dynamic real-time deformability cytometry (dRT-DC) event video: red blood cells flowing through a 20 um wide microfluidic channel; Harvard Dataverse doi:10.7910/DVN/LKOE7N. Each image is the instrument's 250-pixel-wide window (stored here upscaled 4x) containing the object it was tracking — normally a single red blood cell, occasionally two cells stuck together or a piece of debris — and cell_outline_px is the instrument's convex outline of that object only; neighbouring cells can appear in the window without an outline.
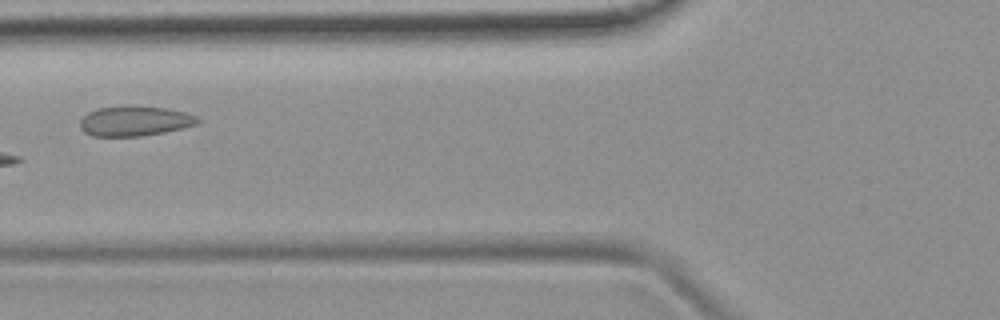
{"species": "common noctule bat (a hibernating species)", "species_latin": "Nyctalus noctula", "temperature_condition": "room temperature", "stored_images_in_passage": 8, "camera_frame_rate_fps": 3000, "um_per_image_px": 0.085, "animal": {"sex": "female", "body_mass_g": 19.9}, "frame": {"image": 1, "passage_image": 7, "time_ms": 7.0, "image_size_px": [1000, 320], "cell_outline_px": [[200, 124], [164, 132], [140, 136], [92, 136], [84, 132], [80, 128], [80, 120], [88, 112], [96, 108], [124, 104], [132, 104], [168, 108], [184, 112], [196, 116], [200, 120]], "centroid_in_image_um": [11.44, 10.25], "position_along_channel_um": 114.4, "area_um2": 21.1}}
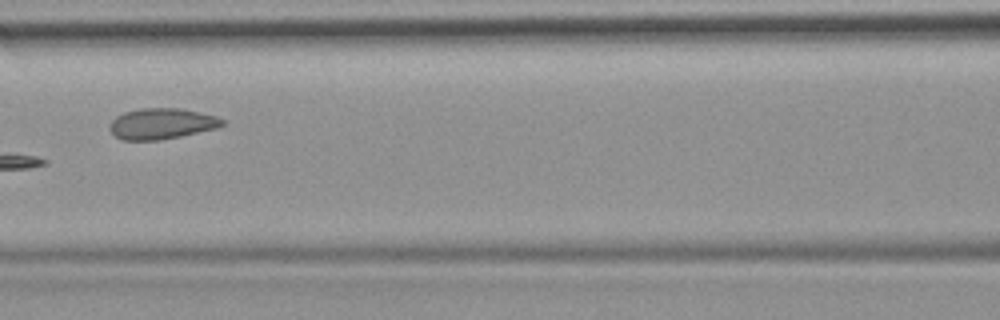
{"frame": {"image": 2, "passage_image": 8, "time_ms": 8.0, "image_size_px": [1000, 320], "cell_outline_px": [[224, 124], [216, 128], [180, 136], [160, 140], [124, 140], [116, 136], [108, 128], [112, 120], [116, 116], [124, 112], [140, 108], [180, 108], [200, 112], [216, 116], [224, 120]], "centroid_in_image_um": [13.72, 10.5], "position_along_channel_um": 152.9, "area_um2": 20.17}}